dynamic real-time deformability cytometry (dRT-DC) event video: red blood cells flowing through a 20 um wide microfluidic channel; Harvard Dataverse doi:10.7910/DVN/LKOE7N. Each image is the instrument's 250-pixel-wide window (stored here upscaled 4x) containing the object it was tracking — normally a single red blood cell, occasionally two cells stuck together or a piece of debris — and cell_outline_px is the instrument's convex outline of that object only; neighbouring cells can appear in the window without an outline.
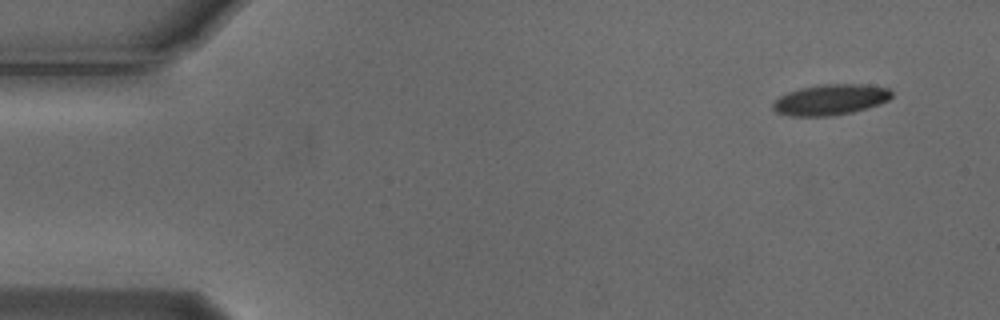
{"species": "Egyptian fruit bat (a non-hibernating species)", "species_latin": "Rousettus aegyptiacus", "temperature_condition": "cold", "stored_images_in_passage": 4, "camera_frame_rate_fps": 3000, "um_per_image_px": 0.085, "animal": {"sex": "male"}, "frame": {"image": 1, "passage_image": 1, "time_ms": 0.0, "image_size_px": [1000, 320], "cell_outline_px": [[892, 96], [888, 100], [880, 104], [852, 112], [828, 116], [788, 116], [776, 112], [772, 108], [772, 104], [780, 96], [788, 92], [800, 88], [820, 84], [864, 84], [888, 88], [892, 92]], "centroid_in_image_um": [70.58, 8.47], "position_along_channel_um": 14.4, "area_um2": 21.27}}
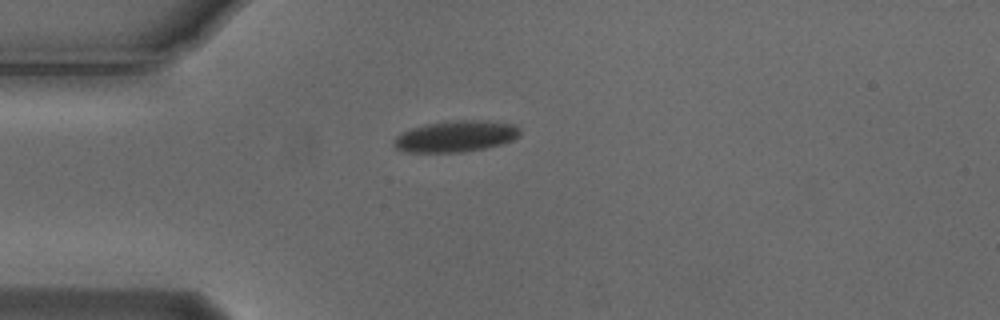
{"frame": {"image": 2, "passage_image": 4, "time_ms": 1.0, "image_size_px": [1000, 320], "cell_outline_px": [[520, 132], [512, 140], [500, 144], [484, 148], [460, 152], [408, 152], [396, 148], [396, 136], [400, 132], [424, 124], [456, 120], [488, 120], [516, 124], [520, 128]], "centroid_in_image_um": [38.76, 11.57], "position_along_channel_um": 46.2, "area_um2": 22.83}}